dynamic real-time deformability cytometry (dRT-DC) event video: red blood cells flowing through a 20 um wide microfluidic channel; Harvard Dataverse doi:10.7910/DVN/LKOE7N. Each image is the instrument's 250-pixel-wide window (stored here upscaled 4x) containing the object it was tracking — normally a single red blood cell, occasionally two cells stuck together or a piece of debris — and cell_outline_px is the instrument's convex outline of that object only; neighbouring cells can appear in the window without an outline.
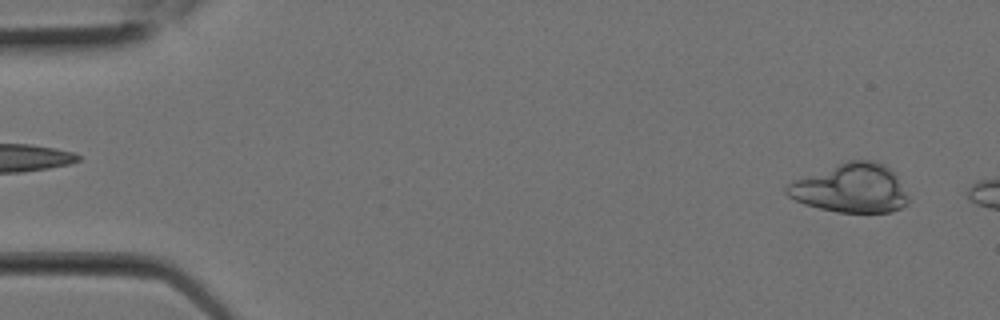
{"species": "Egyptian fruit bat (a non-hibernating species)", "species_latin": "Rousettus aegyptiacus", "temperature_condition": "room temperature", "stored_images_in_passage": 2, "camera_frame_rate_fps": 3000, "um_per_image_px": 0.085, "animal": {"sex": "female"}, "frame": {"image": 1, "passage_image": 2, "time_ms": 0.333, "image_size_px": [1000, 320], "cell_outline_px": [[908, 204], [892, 212], [836, 212], [804, 204], [788, 196], [784, 192], [784, 188], [792, 180], [848, 160], [876, 160], [884, 164], [896, 172], [908, 196]], "centroid_in_image_um": [72.33, 15.99], "position_along_channel_um": 12.7, "area_um2": 34.97}}